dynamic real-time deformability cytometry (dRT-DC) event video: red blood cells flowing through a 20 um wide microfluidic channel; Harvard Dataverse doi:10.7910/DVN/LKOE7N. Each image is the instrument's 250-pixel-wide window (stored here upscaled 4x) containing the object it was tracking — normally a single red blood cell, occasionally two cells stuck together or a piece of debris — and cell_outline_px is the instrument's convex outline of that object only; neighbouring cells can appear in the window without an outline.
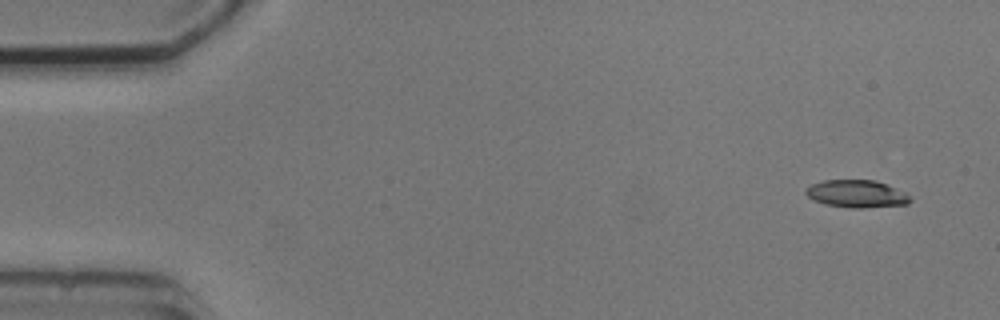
{"species": "common noctule bat (a hibernating species)", "species_latin": "Nyctalus noctula", "temperature_condition": "cold", "stored_images_in_passage": 6, "camera_frame_rate_fps": 3000, "um_per_image_px": 0.085, "animal": {"sex": "male", "body_mass_g": 20.5, "forearm_length_mm": 52.5}, "frame": {"image": 1, "passage_image": 1, "time_ms": 0.0, "image_size_px": [1000, 320], "cell_outline_px": [[912, 200], [908, 204], [860, 208], [852, 208], [824, 204], [812, 200], [804, 192], [804, 188], [812, 184], [824, 180], [876, 180], [904, 192]], "centroid_in_image_um": [72.76, 16.47], "position_along_channel_um": 12.2, "area_um2": 16.7}}
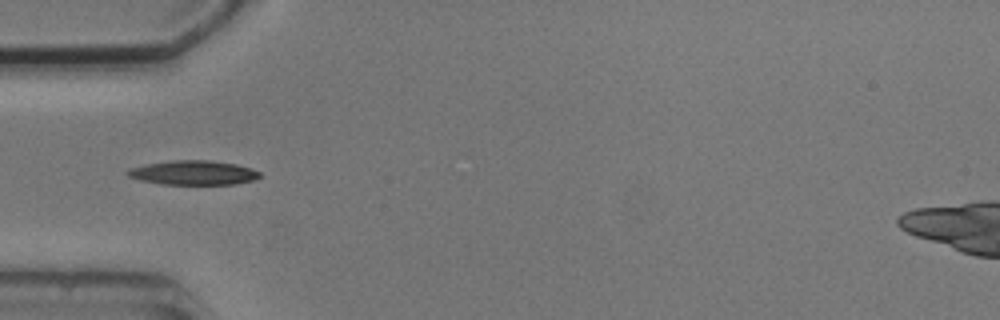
{"frame": {"image": 2, "passage_image": 5, "time_ms": 4.667, "image_size_px": [1000, 320], "cell_outline_px": [[260, 176], [252, 180], [236, 184], [164, 184], [140, 180], [128, 176], [124, 172], [128, 168], [148, 164], [172, 160], [208, 160], [236, 164], [252, 168], [260, 172]], "centroid_in_image_um": [16.42, 14.67], "position_along_channel_um": 68.6, "area_um2": 18.67}}